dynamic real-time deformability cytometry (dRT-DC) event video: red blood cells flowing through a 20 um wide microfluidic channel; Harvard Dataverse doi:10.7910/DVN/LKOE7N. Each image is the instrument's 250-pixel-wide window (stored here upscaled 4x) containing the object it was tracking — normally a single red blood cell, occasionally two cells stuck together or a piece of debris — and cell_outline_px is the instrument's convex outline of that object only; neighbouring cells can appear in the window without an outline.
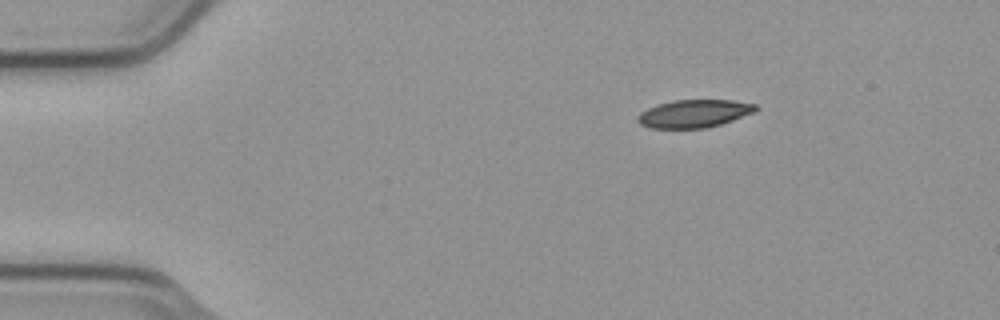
{"species": "common noctule bat (a hibernating species)", "species_latin": "Nyctalus noctula", "temperature_condition": "cold", "stored_images_in_passage": 4, "segment_of_instrument_passage": [1, 2], "camera_frame_rate_fps": 3000, "um_per_image_px": 0.085, "animal": {"sex": "male", "body_mass_g": 23.1, "forearm_length_mm": 52.7}, "frame": {"image": 1, "passage_image": 1, "time_ms": 0.0, "image_size_px": [1000, 320], "cell_outline_px": [[760, 108], [752, 112], [732, 120], [720, 124], [704, 128], [652, 128], [640, 124], [636, 120], [636, 116], [640, 112], [648, 108], [672, 100], [732, 100], [756, 104]], "centroid_in_image_um": [58.97, 9.65], "position_along_channel_um": 26.0, "area_um2": 19.02}}